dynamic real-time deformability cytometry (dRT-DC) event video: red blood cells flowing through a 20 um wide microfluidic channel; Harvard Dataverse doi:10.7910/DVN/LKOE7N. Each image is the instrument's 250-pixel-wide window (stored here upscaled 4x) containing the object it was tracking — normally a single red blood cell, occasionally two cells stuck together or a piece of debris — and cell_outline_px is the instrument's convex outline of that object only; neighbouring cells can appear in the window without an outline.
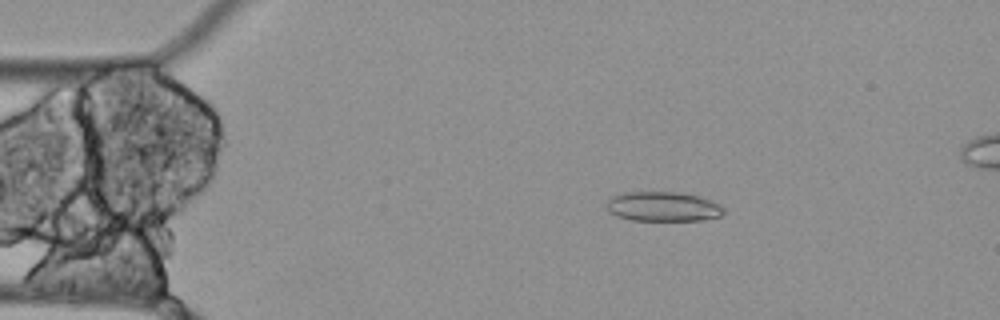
{"species": "Egyptian fruit bat (a non-hibernating species)", "species_latin": "Rousettus aegyptiacus", "temperature_condition": "cold", "stored_images_in_passage": 24, "segment_of_instrument_passage": [1, 3], "camera_frame_rate_fps": 3000, "um_per_image_px": 0.085, "animal": {"sex": "female"}, "frame": {"image": 1, "passage_image": 10, "time_ms": 3.0, "image_size_px": [1000, 320], "cell_outline_px": [[724, 212], [720, 216], [704, 220], [632, 220], [616, 216], [608, 212], [608, 200], [612, 196], [624, 192], [676, 192], [696, 196], [720, 204], [724, 208]], "centroid_in_image_um": [56.34, 17.56], "position_along_channel_um": 28.7, "area_um2": 20.06}}